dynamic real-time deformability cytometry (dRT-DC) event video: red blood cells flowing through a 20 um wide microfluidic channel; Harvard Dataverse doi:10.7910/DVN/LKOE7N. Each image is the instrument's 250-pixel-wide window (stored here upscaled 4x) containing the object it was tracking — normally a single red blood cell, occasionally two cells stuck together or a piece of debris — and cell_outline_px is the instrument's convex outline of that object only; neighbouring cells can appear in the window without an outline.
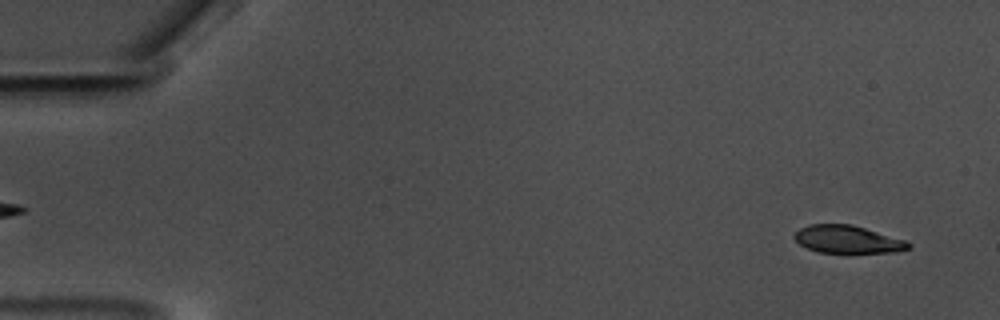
{"species": "common noctule bat (a hibernating species)", "species_latin": "Nyctalus noctula", "temperature_condition": "warm", "stored_images_in_passage": 57, "camera_frame_rate_fps": 3000, "um_per_image_px": 0.085, "animal": {"sex": "male", "body_mass_g": 17.5, "forearm_length_mm": 52.3}, "frame": {"image": 1, "passage_image": 2, "time_ms": 0.333, "image_size_px": [1000, 320], "cell_outline_px": [[912, 248], [896, 252], [820, 252], [808, 248], [800, 244], [792, 236], [800, 228], [808, 224], [852, 224], [904, 240], [912, 244]], "centroid_in_image_um": [72.04, 20.34], "position_along_channel_um": 13.0, "area_um2": 18.21}}
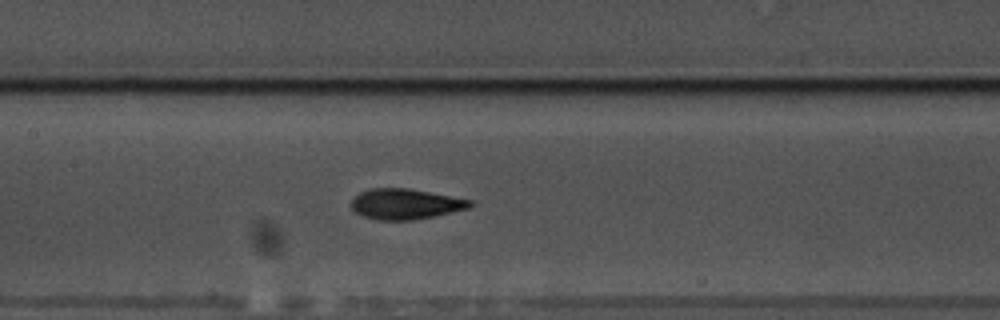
{"frame": {"image": 2, "passage_image": 27, "time_ms": 8.667, "image_size_px": [1000, 320], "cell_outline_px": [[472, 204], [468, 208], [432, 216], [412, 220], [376, 220], [364, 216], [356, 212], [348, 204], [360, 192], [372, 188], [408, 188], [472, 200]], "centroid_in_image_um": [34.41, 17.34], "position_along_channel_um": 173.0, "area_um2": 20.87}}
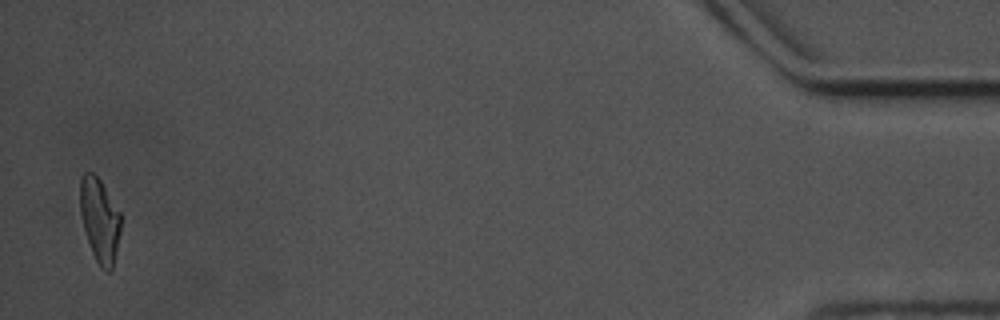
{"frame": {"image": 3, "passage_image": 56, "time_ms": 18.333, "image_size_px": [1000, 320], "cell_outline_px": [[120, 232], [112, 272], [108, 272], [100, 268], [92, 252], [84, 228], [80, 212], [80, 180], [84, 172], [92, 172], [100, 180], [120, 212]], "centroid_in_image_um": [8.47, 18.73], "position_along_channel_um": 426.7, "area_um2": 19.77}, "authors_computed_cell_mechanics": {"area_um2": 20.6924, "velocity_mm_per_s": 3.5132, "shape_relaxation_time_tau1_ms": 4.0683, "shape_relaxation_time_tau2_ms": 1.7514, "deformation_change_tau1": 0.1495, "deformation_change_tau2": 0.0716}}